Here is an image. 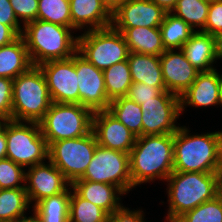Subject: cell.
I'll list each match as a JSON object with an SVG mask.
<instances>
[{
  "instance_id": "cell-1",
  "label": "cell",
  "mask_w": 222,
  "mask_h": 222,
  "mask_svg": "<svg viewBox=\"0 0 222 222\" xmlns=\"http://www.w3.org/2000/svg\"><path fill=\"white\" fill-rule=\"evenodd\" d=\"M174 134L139 136L130 151L132 189L166 181L173 170Z\"/></svg>"
},
{
  "instance_id": "cell-2",
  "label": "cell",
  "mask_w": 222,
  "mask_h": 222,
  "mask_svg": "<svg viewBox=\"0 0 222 222\" xmlns=\"http://www.w3.org/2000/svg\"><path fill=\"white\" fill-rule=\"evenodd\" d=\"M220 130L191 132L189 125H180L174 133L173 170L213 173L219 169Z\"/></svg>"
},
{
  "instance_id": "cell-3",
  "label": "cell",
  "mask_w": 222,
  "mask_h": 222,
  "mask_svg": "<svg viewBox=\"0 0 222 222\" xmlns=\"http://www.w3.org/2000/svg\"><path fill=\"white\" fill-rule=\"evenodd\" d=\"M74 32L72 28L39 19L25 24L21 36L33 66L71 58L78 49V36Z\"/></svg>"
},
{
  "instance_id": "cell-4",
  "label": "cell",
  "mask_w": 222,
  "mask_h": 222,
  "mask_svg": "<svg viewBox=\"0 0 222 222\" xmlns=\"http://www.w3.org/2000/svg\"><path fill=\"white\" fill-rule=\"evenodd\" d=\"M167 215L177 219L185 212L192 210L218 195L217 172H179L173 171L165 181Z\"/></svg>"
},
{
  "instance_id": "cell-5",
  "label": "cell",
  "mask_w": 222,
  "mask_h": 222,
  "mask_svg": "<svg viewBox=\"0 0 222 222\" xmlns=\"http://www.w3.org/2000/svg\"><path fill=\"white\" fill-rule=\"evenodd\" d=\"M51 104L46 78L39 66H32L13 79L12 120L39 122Z\"/></svg>"
},
{
  "instance_id": "cell-6",
  "label": "cell",
  "mask_w": 222,
  "mask_h": 222,
  "mask_svg": "<svg viewBox=\"0 0 222 222\" xmlns=\"http://www.w3.org/2000/svg\"><path fill=\"white\" fill-rule=\"evenodd\" d=\"M93 112L81 104L52 102L38 122L48 147L58 140L79 138L92 131Z\"/></svg>"
},
{
  "instance_id": "cell-7",
  "label": "cell",
  "mask_w": 222,
  "mask_h": 222,
  "mask_svg": "<svg viewBox=\"0 0 222 222\" xmlns=\"http://www.w3.org/2000/svg\"><path fill=\"white\" fill-rule=\"evenodd\" d=\"M7 140L6 158L29 168L48 160V145L38 122H5Z\"/></svg>"
},
{
  "instance_id": "cell-8",
  "label": "cell",
  "mask_w": 222,
  "mask_h": 222,
  "mask_svg": "<svg viewBox=\"0 0 222 222\" xmlns=\"http://www.w3.org/2000/svg\"><path fill=\"white\" fill-rule=\"evenodd\" d=\"M76 35L77 51L97 69L105 70L128 59L127 43L122 33L112 25Z\"/></svg>"
},
{
  "instance_id": "cell-9",
  "label": "cell",
  "mask_w": 222,
  "mask_h": 222,
  "mask_svg": "<svg viewBox=\"0 0 222 222\" xmlns=\"http://www.w3.org/2000/svg\"><path fill=\"white\" fill-rule=\"evenodd\" d=\"M97 145L93 131L79 138L58 140L48 147V159L72 184L84 175Z\"/></svg>"
},
{
  "instance_id": "cell-10",
  "label": "cell",
  "mask_w": 222,
  "mask_h": 222,
  "mask_svg": "<svg viewBox=\"0 0 222 222\" xmlns=\"http://www.w3.org/2000/svg\"><path fill=\"white\" fill-rule=\"evenodd\" d=\"M82 180L117 186L125 195L132 191L128 153L97 145Z\"/></svg>"
},
{
  "instance_id": "cell-11",
  "label": "cell",
  "mask_w": 222,
  "mask_h": 222,
  "mask_svg": "<svg viewBox=\"0 0 222 222\" xmlns=\"http://www.w3.org/2000/svg\"><path fill=\"white\" fill-rule=\"evenodd\" d=\"M142 136L174 134L180 127V96L162 91L152 100L143 101ZM178 124V125H177Z\"/></svg>"
},
{
  "instance_id": "cell-12",
  "label": "cell",
  "mask_w": 222,
  "mask_h": 222,
  "mask_svg": "<svg viewBox=\"0 0 222 222\" xmlns=\"http://www.w3.org/2000/svg\"><path fill=\"white\" fill-rule=\"evenodd\" d=\"M39 67L46 78L52 102L79 104L75 54L69 59L44 62Z\"/></svg>"
},
{
  "instance_id": "cell-13",
  "label": "cell",
  "mask_w": 222,
  "mask_h": 222,
  "mask_svg": "<svg viewBox=\"0 0 222 222\" xmlns=\"http://www.w3.org/2000/svg\"><path fill=\"white\" fill-rule=\"evenodd\" d=\"M75 68L78 77L79 104L93 113L107 110L111 101L107 97L103 70L97 69L78 51L75 53Z\"/></svg>"
},
{
  "instance_id": "cell-14",
  "label": "cell",
  "mask_w": 222,
  "mask_h": 222,
  "mask_svg": "<svg viewBox=\"0 0 222 222\" xmlns=\"http://www.w3.org/2000/svg\"><path fill=\"white\" fill-rule=\"evenodd\" d=\"M70 186L71 183L49 159L26 168L25 190L32 207L44 198L65 192Z\"/></svg>"
},
{
  "instance_id": "cell-15",
  "label": "cell",
  "mask_w": 222,
  "mask_h": 222,
  "mask_svg": "<svg viewBox=\"0 0 222 222\" xmlns=\"http://www.w3.org/2000/svg\"><path fill=\"white\" fill-rule=\"evenodd\" d=\"M167 12L151 0H125L112 13L114 28L159 27Z\"/></svg>"
},
{
  "instance_id": "cell-16",
  "label": "cell",
  "mask_w": 222,
  "mask_h": 222,
  "mask_svg": "<svg viewBox=\"0 0 222 222\" xmlns=\"http://www.w3.org/2000/svg\"><path fill=\"white\" fill-rule=\"evenodd\" d=\"M92 131L98 145L128 154L137 139V136L108 110L93 113Z\"/></svg>"
},
{
  "instance_id": "cell-17",
  "label": "cell",
  "mask_w": 222,
  "mask_h": 222,
  "mask_svg": "<svg viewBox=\"0 0 222 222\" xmlns=\"http://www.w3.org/2000/svg\"><path fill=\"white\" fill-rule=\"evenodd\" d=\"M162 76L166 91L181 96L194 82L198 71L186 59L181 49H167L160 56Z\"/></svg>"
},
{
  "instance_id": "cell-18",
  "label": "cell",
  "mask_w": 222,
  "mask_h": 222,
  "mask_svg": "<svg viewBox=\"0 0 222 222\" xmlns=\"http://www.w3.org/2000/svg\"><path fill=\"white\" fill-rule=\"evenodd\" d=\"M217 69L200 72L190 87L180 96V113L184 115L186 107H219L222 73Z\"/></svg>"
},
{
  "instance_id": "cell-19",
  "label": "cell",
  "mask_w": 222,
  "mask_h": 222,
  "mask_svg": "<svg viewBox=\"0 0 222 222\" xmlns=\"http://www.w3.org/2000/svg\"><path fill=\"white\" fill-rule=\"evenodd\" d=\"M72 29L82 33L112 24V12L101 0H69Z\"/></svg>"
},
{
  "instance_id": "cell-20",
  "label": "cell",
  "mask_w": 222,
  "mask_h": 222,
  "mask_svg": "<svg viewBox=\"0 0 222 222\" xmlns=\"http://www.w3.org/2000/svg\"><path fill=\"white\" fill-rule=\"evenodd\" d=\"M186 59L200 72L217 69L219 60L217 37L202 31H195L181 48Z\"/></svg>"
},
{
  "instance_id": "cell-21",
  "label": "cell",
  "mask_w": 222,
  "mask_h": 222,
  "mask_svg": "<svg viewBox=\"0 0 222 222\" xmlns=\"http://www.w3.org/2000/svg\"><path fill=\"white\" fill-rule=\"evenodd\" d=\"M71 187L80 197L99 206L109 215L123 206L122 199L126 196L117 186L107 183L77 179Z\"/></svg>"
},
{
  "instance_id": "cell-22",
  "label": "cell",
  "mask_w": 222,
  "mask_h": 222,
  "mask_svg": "<svg viewBox=\"0 0 222 222\" xmlns=\"http://www.w3.org/2000/svg\"><path fill=\"white\" fill-rule=\"evenodd\" d=\"M122 33L129 52L161 56L165 52L159 27L115 28Z\"/></svg>"
},
{
  "instance_id": "cell-23",
  "label": "cell",
  "mask_w": 222,
  "mask_h": 222,
  "mask_svg": "<svg viewBox=\"0 0 222 222\" xmlns=\"http://www.w3.org/2000/svg\"><path fill=\"white\" fill-rule=\"evenodd\" d=\"M33 66L23 37L0 47V77L15 79Z\"/></svg>"
},
{
  "instance_id": "cell-24",
  "label": "cell",
  "mask_w": 222,
  "mask_h": 222,
  "mask_svg": "<svg viewBox=\"0 0 222 222\" xmlns=\"http://www.w3.org/2000/svg\"><path fill=\"white\" fill-rule=\"evenodd\" d=\"M127 61L133 82L165 87L159 56L129 52Z\"/></svg>"
},
{
  "instance_id": "cell-25",
  "label": "cell",
  "mask_w": 222,
  "mask_h": 222,
  "mask_svg": "<svg viewBox=\"0 0 222 222\" xmlns=\"http://www.w3.org/2000/svg\"><path fill=\"white\" fill-rule=\"evenodd\" d=\"M32 208L25 188L0 189V222H17Z\"/></svg>"
},
{
  "instance_id": "cell-26",
  "label": "cell",
  "mask_w": 222,
  "mask_h": 222,
  "mask_svg": "<svg viewBox=\"0 0 222 222\" xmlns=\"http://www.w3.org/2000/svg\"><path fill=\"white\" fill-rule=\"evenodd\" d=\"M107 110L137 137L142 136L143 112L138 103L127 96L119 97L110 102Z\"/></svg>"
},
{
  "instance_id": "cell-27",
  "label": "cell",
  "mask_w": 222,
  "mask_h": 222,
  "mask_svg": "<svg viewBox=\"0 0 222 222\" xmlns=\"http://www.w3.org/2000/svg\"><path fill=\"white\" fill-rule=\"evenodd\" d=\"M70 187L58 195L47 197L32 209L43 222H69Z\"/></svg>"
},
{
  "instance_id": "cell-28",
  "label": "cell",
  "mask_w": 222,
  "mask_h": 222,
  "mask_svg": "<svg viewBox=\"0 0 222 222\" xmlns=\"http://www.w3.org/2000/svg\"><path fill=\"white\" fill-rule=\"evenodd\" d=\"M107 97L110 101L127 96L132 77L128 61H122L103 70Z\"/></svg>"
},
{
  "instance_id": "cell-29",
  "label": "cell",
  "mask_w": 222,
  "mask_h": 222,
  "mask_svg": "<svg viewBox=\"0 0 222 222\" xmlns=\"http://www.w3.org/2000/svg\"><path fill=\"white\" fill-rule=\"evenodd\" d=\"M159 28L166 50L181 49L184 43H186L195 32L187 23L170 12L165 14Z\"/></svg>"
},
{
  "instance_id": "cell-30",
  "label": "cell",
  "mask_w": 222,
  "mask_h": 222,
  "mask_svg": "<svg viewBox=\"0 0 222 222\" xmlns=\"http://www.w3.org/2000/svg\"><path fill=\"white\" fill-rule=\"evenodd\" d=\"M209 6L210 3L204 0H177L170 13L182 19L194 31H201L207 21Z\"/></svg>"
},
{
  "instance_id": "cell-31",
  "label": "cell",
  "mask_w": 222,
  "mask_h": 222,
  "mask_svg": "<svg viewBox=\"0 0 222 222\" xmlns=\"http://www.w3.org/2000/svg\"><path fill=\"white\" fill-rule=\"evenodd\" d=\"M109 214L80 197L70 186L69 222H106Z\"/></svg>"
},
{
  "instance_id": "cell-32",
  "label": "cell",
  "mask_w": 222,
  "mask_h": 222,
  "mask_svg": "<svg viewBox=\"0 0 222 222\" xmlns=\"http://www.w3.org/2000/svg\"><path fill=\"white\" fill-rule=\"evenodd\" d=\"M38 19L72 28L69 0H38Z\"/></svg>"
},
{
  "instance_id": "cell-33",
  "label": "cell",
  "mask_w": 222,
  "mask_h": 222,
  "mask_svg": "<svg viewBox=\"0 0 222 222\" xmlns=\"http://www.w3.org/2000/svg\"><path fill=\"white\" fill-rule=\"evenodd\" d=\"M177 222H222V198L217 195L178 217Z\"/></svg>"
},
{
  "instance_id": "cell-34",
  "label": "cell",
  "mask_w": 222,
  "mask_h": 222,
  "mask_svg": "<svg viewBox=\"0 0 222 222\" xmlns=\"http://www.w3.org/2000/svg\"><path fill=\"white\" fill-rule=\"evenodd\" d=\"M25 171L11 159L0 160V189L25 188Z\"/></svg>"
},
{
  "instance_id": "cell-35",
  "label": "cell",
  "mask_w": 222,
  "mask_h": 222,
  "mask_svg": "<svg viewBox=\"0 0 222 222\" xmlns=\"http://www.w3.org/2000/svg\"><path fill=\"white\" fill-rule=\"evenodd\" d=\"M10 3L23 26L38 19V0H10Z\"/></svg>"
},
{
  "instance_id": "cell-36",
  "label": "cell",
  "mask_w": 222,
  "mask_h": 222,
  "mask_svg": "<svg viewBox=\"0 0 222 222\" xmlns=\"http://www.w3.org/2000/svg\"><path fill=\"white\" fill-rule=\"evenodd\" d=\"M162 91H166V88L153 87L144 83L132 82L127 97L141 105L143 104V101L152 100V98L157 97Z\"/></svg>"
},
{
  "instance_id": "cell-37",
  "label": "cell",
  "mask_w": 222,
  "mask_h": 222,
  "mask_svg": "<svg viewBox=\"0 0 222 222\" xmlns=\"http://www.w3.org/2000/svg\"><path fill=\"white\" fill-rule=\"evenodd\" d=\"M201 31L215 37L222 33V1L210 3L207 21Z\"/></svg>"
},
{
  "instance_id": "cell-38",
  "label": "cell",
  "mask_w": 222,
  "mask_h": 222,
  "mask_svg": "<svg viewBox=\"0 0 222 222\" xmlns=\"http://www.w3.org/2000/svg\"><path fill=\"white\" fill-rule=\"evenodd\" d=\"M13 79L0 77V117L12 120Z\"/></svg>"
},
{
  "instance_id": "cell-39",
  "label": "cell",
  "mask_w": 222,
  "mask_h": 222,
  "mask_svg": "<svg viewBox=\"0 0 222 222\" xmlns=\"http://www.w3.org/2000/svg\"><path fill=\"white\" fill-rule=\"evenodd\" d=\"M144 217L143 208L139 207L135 210L123 205L119 210L109 215L106 222H147Z\"/></svg>"
},
{
  "instance_id": "cell-40",
  "label": "cell",
  "mask_w": 222,
  "mask_h": 222,
  "mask_svg": "<svg viewBox=\"0 0 222 222\" xmlns=\"http://www.w3.org/2000/svg\"><path fill=\"white\" fill-rule=\"evenodd\" d=\"M0 23L10 26L19 36L22 34L23 25L18 21L10 0H0Z\"/></svg>"
},
{
  "instance_id": "cell-41",
  "label": "cell",
  "mask_w": 222,
  "mask_h": 222,
  "mask_svg": "<svg viewBox=\"0 0 222 222\" xmlns=\"http://www.w3.org/2000/svg\"><path fill=\"white\" fill-rule=\"evenodd\" d=\"M18 37L19 35L10 26L0 23V47L10 44Z\"/></svg>"
},
{
  "instance_id": "cell-42",
  "label": "cell",
  "mask_w": 222,
  "mask_h": 222,
  "mask_svg": "<svg viewBox=\"0 0 222 222\" xmlns=\"http://www.w3.org/2000/svg\"><path fill=\"white\" fill-rule=\"evenodd\" d=\"M6 151H7V140H6L5 124H4L3 129L0 131V160L6 158Z\"/></svg>"
},
{
  "instance_id": "cell-43",
  "label": "cell",
  "mask_w": 222,
  "mask_h": 222,
  "mask_svg": "<svg viewBox=\"0 0 222 222\" xmlns=\"http://www.w3.org/2000/svg\"><path fill=\"white\" fill-rule=\"evenodd\" d=\"M156 3L158 6L162 7L166 12H171L175 7L177 0H151Z\"/></svg>"
},
{
  "instance_id": "cell-44",
  "label": "cell",
  "mask_w": 222,
  "mask_h": 222,
  "mask_svg": "<svg viewBox=\"0 0 222 222\" xmlns=\"http://www.w3.org/2000/svg\"><path fill=\"white\" fill-rule=\"evenodd\" d=\"M113 13L125 0H101Z\"/></svg>"
},
{
  "instance_id": "cell-45",
  "label": "cell",
  "mask_w": 222,
  "mask_h": 222,
  "mask_svg": "<svg viewBox=\"0 0 222 222\" xmlns=\"http://www.w3.org/2000/svg\"><path fill=\"white\" fill-rule=\"evenodd\" d=\"M31 211L32 213L30 216L25 215L21 217L17 222H43L33 209Z\"/></svg>"
},
{
  "instance_id": "cell-46",
  "label": "cell",
  "mask_w": 222,
  "mask_h": 222,
  "mask_svg": "<svg viewBox=\"0 0 222 222\" xmlns=\"http://www.w3.org/2000/svg\"><path fill=\"white\" fill-rule=\"evenodd\" d=\"M217 52L219 60L222 61V33L217 37Z\"/></svg>"
},
{
  "instance_id": "cell-47",
  "label": "cell",
  "mask_w": 222,
  "mask_h": 222,
  "mask_svg": "<svg viewBox=\"0 0 222 222\" xmlns=\"http://www.w3.org/2000/svg\"><path fill=\"white\" fill-rule=\"evenodd\" d=\"M218 195L222 198V169H218Z\"/></svg>"
},
{
  "instance_id": "cell-48",
  "label": "cell",
  "mask_w": 222,
  "mask_h": 222,
  "mask_svg": "<svg viewBox=\"0 0 222 222\" xmlns=\"http://www.w3.org/2000/svg\"><path fill=\"white\" fill-rule=\"evenodd\" d=\"M219 169H222V129L220 130V139H219Z\"/></svg>"
},
{
  "instance_id": "cell-49",
  "label": "cell",
  "mask_w": 222,
  "mask_h": 222,
  "mask_svg": "<svg viewBox=\"0 0 222 222\" xmlns=\"http://www.w3.org/2000/svg\"><path fill=\"white\" fill-rule=\"evenodd\" d=\"M219 106L222 107V80H221V85H220Z\"/></svg>"
},
{
  "instance_id": "cell-50",
  "label": "cell",
  "mask_w": 222,
  "mask_h": 222,
  "mask_svg": "<svg viewBox=\"0 0 222 222\" xmlns=\"http://www.w3.org/2000/svg\"><path fill=\"white\" fill-rule=\"evenodd\" d=\"M6 121H7L6 119H4L3 117H0V131L3 129V126Z\"/></svg>"
},
{
  "instance_id": "cell-51",
  "label": "cell",
  "mask_w": 222,
  "mask_h": 222,
  "mask_svg": "<svg viewBox=\"0 0 222 222\" xmlns=\"http://www.w3.org/2000/svg\"><path fill=\"white\" fill-rule=\"evenodd\" d=\"M164 218V222H177L176 219H172V218H168V217H163Z\"/></svg>"
},
{
  "instance_id": "cell-52",
  "label": "cell",
  "mask_w": 222,
  "mask_h": 222,
  "mask_svg": "<svg viewBox=\"0 0 222 222\" xmlns=\"http://www.w3.org/2000/svg\"><path fill=\"white\" fill-rule=\"evenodd\" d=\"M204 1L211 3V2L222 1V0H204Z\"/></svg>"
}]
</instances>
